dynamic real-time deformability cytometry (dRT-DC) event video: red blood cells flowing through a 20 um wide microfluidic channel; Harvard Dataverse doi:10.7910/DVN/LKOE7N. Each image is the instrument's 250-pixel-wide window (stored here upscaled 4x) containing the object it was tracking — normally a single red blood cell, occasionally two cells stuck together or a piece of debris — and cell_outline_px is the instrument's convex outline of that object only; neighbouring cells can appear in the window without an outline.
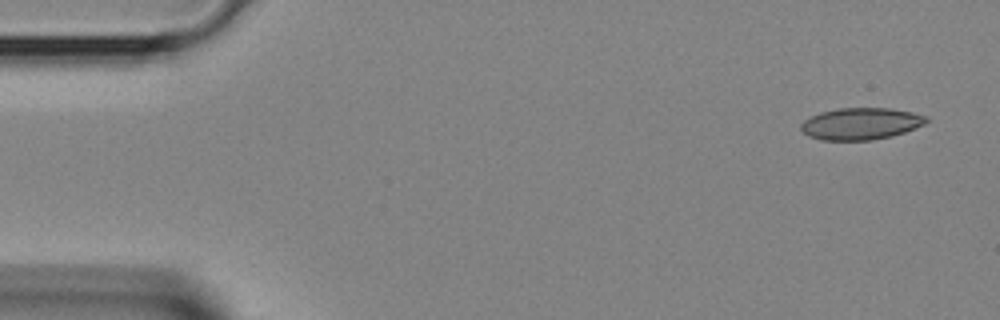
{"species": "Egyptian fruit bat (a non-hibernating species)", "species_latin": "Rousettus aegyptiacus", "temperature_condition": "room temperature", "stored_images_in_passage": 35, "camera_frame_rate_fps": 3000, "um_per_image_px": 0.085, "animal": {"sex": "female"}, "frame": {"image": 1, "passage_image": 1, "time_ms": 0.0, "image_size_px": [1000, 320], "cell_outline_px": [[928, 120], [924, 124], [904, 132], [892, 136], [872, 140], [820, 140], [808, 136], [800, 128], [800, 124], [804, 120], [820, 112], [836, 108], [892, 108], [912, 112], [928, 116]], "centroid_in_image_um": [73.16, 10.51], "position_along_channel_um": 11.8, "area_um2": 23.35}}
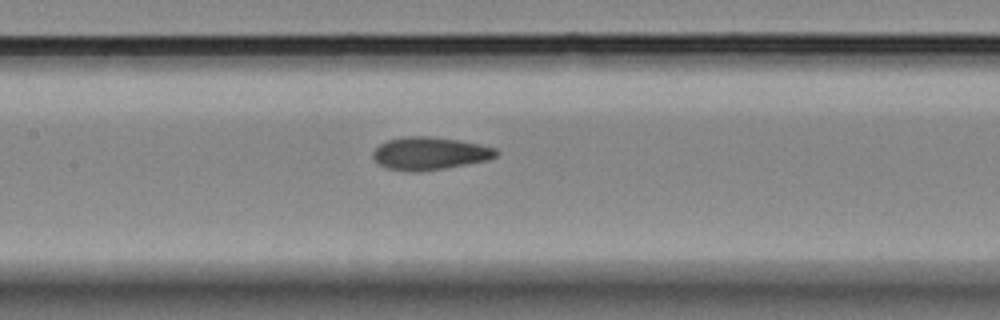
{"frame": {"image": 2, "passage_image": 17, "time_ms": 5.333, "image_size_px": [1000, 320], "cell_outline_px": [[500, 152], [496, 156], [488, 160], [444, 168], [420, 172], [408, 172], [384, 168], [372, 156], [372, 152], [380, 144], [388, 140], [408, 136], [428, 136], [456, 140], [480, 144], [496, 148]], "centroid_in_image_um": [36.52, 13.05], "position_along_channel_um": 170.9, "area_um2": 23.52}}
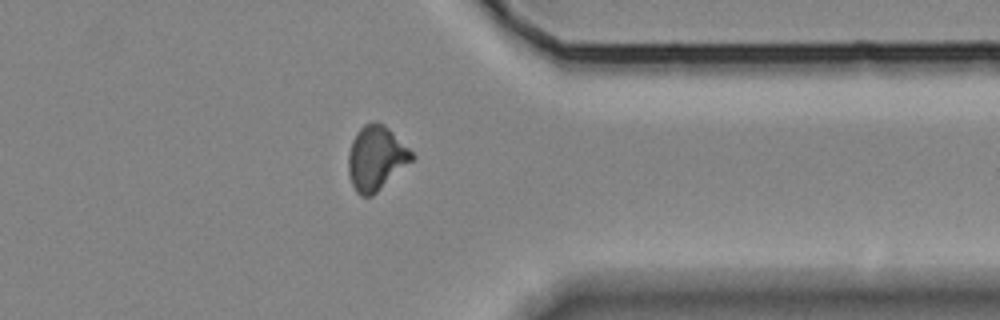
{"frame": {"image": 3, "passage_image": 30, "time_ms": 9.667, "image_size_px": [1000, 320], "cell_outline_px": [[416, 156], [412, 160], [372, 196], [360, 196], [356, 192], [352, 184], [348, 172], [348, 152], [352, 140], [356, 132], [364, 124], [384, 124]], "centroid_in_image_um": [31.93, 13.46], "position_along_channel_um": 379.5, "area_um2": 23.35}}